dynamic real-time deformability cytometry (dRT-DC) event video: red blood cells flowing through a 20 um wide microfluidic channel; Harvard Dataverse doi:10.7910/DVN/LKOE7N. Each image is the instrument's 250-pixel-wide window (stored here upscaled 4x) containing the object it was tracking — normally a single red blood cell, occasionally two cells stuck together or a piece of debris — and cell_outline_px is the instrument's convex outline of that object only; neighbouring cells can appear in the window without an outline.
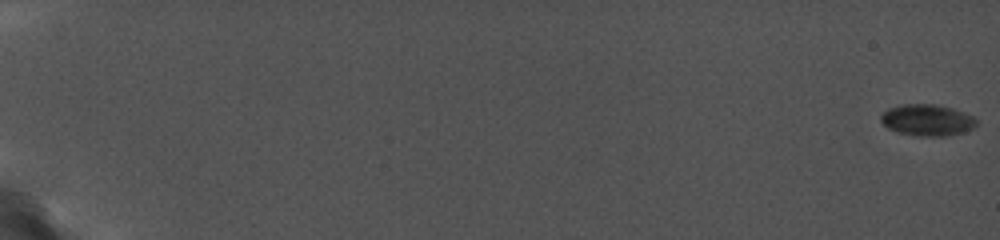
{"species": "common noctule bat (a hibernating species)", "species_latin": "Nyctalus noctula", "temperature_condition": "cold", "stored_images_in_passage": 77, "camera_frame_rate_fps": 5000, "um_per_image_px": 0.085, "animal": {"sex": "female", "body_mass_g": 19.0, "forearm_length_mm": 56.7}, "frame": {"image": 1, "passage_image": 1, "time_ms": 0.0, "image_size_px": [1000, 240], "cell_outline_px": [[976, 124], [972, 128], [960, 132], [944, 136], [920, 136], [900, 132], [888, 128], [880, 120], [880, 116], [884, 112], [892, 108], [904, 104], [932, 104], [952, 108], [972, 116], [976, 120]], "centroid_in_image_um": [78.8, 10.2], "position_along_channel_um": 6.2, "area_um2": 16.99}}
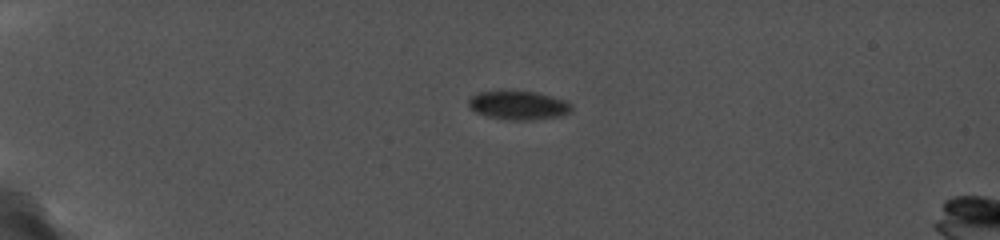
{"frame": {"image": 2, "passage_image": 27, "time_ms": 5.4, "image_size_px": [1000, 240], "cell_outline_px": [[572, 108], [564, 112], [552, 116], [488, 116], [472, 108], [468, 104], [468, 100], [472, 96], [480, 92], [536, 92], [564, 100]], "centroid_in_image_um": [43.99, 8.86], "position_along_channel_um": 41.0, "area_um2": 14.97}}
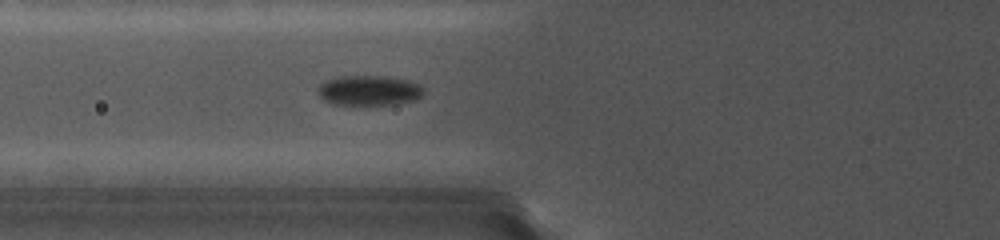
{"frame": {"image": 3, "passage_image": 47, "time_ms": 8.4, "image_size_px": [1000, 240], "cell_outline_px": [[424, 92], [420, 96], [412, 100], [396, 104], [368, 108], [348, 108], [332, 104], [324, 100], [320, 96], [320, 88], [328, 80], [340, 76], [376, 76], [404, 80], [416, 84]], "centroid_in_image_um": [31.3, 7.78], "position_along_channel_um": 94.5, "area_um2": 18.84}}